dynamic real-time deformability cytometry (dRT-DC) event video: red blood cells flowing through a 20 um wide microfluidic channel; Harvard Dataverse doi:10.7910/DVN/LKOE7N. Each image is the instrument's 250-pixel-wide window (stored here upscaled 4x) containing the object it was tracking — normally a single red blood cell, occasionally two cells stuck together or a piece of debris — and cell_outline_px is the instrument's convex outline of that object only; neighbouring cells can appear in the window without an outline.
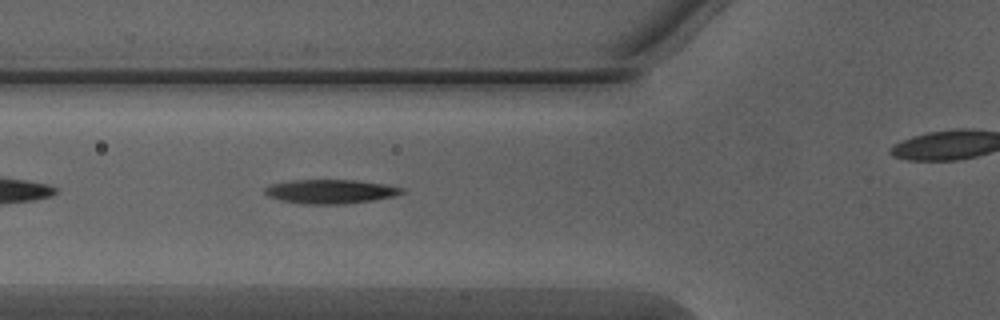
{"species": "Egyptian fruit bat (a non-hibernating species)", "species_latin": "Rousettus aegyptiacus", "temperature_condition": "warm", "stored_images_in_passage": 28, "camera_frame_rate_fps": 3000, "um_per_image_px": 0.085, "animal": {"sex": "male"}, "frame": {"image": 1, "passage_image": 5, "time_ms": 1.333, "image_size_px": [1000, 320], "cell_outline_px": [[404, 192], [396, 196], [372, 200], [344, 204], [304, 204], [280, 200], [268, 196], [264, 192], [264, 188], [268, 184], [292, 180], [356, 180], [384, 184], [404, 188]], "centroid_in_image_um": [28.07, 16.27], "position_along_channel_um": 97.7, "area_um2": 19.31}}
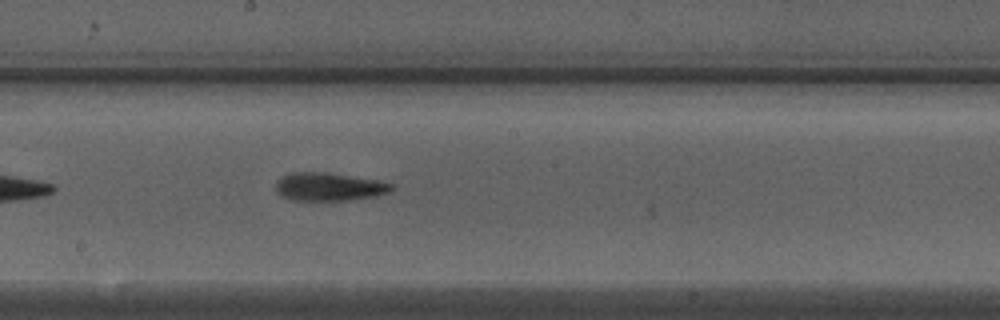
{"frame": {"image": 2, "passage_image": 14, "time_ms": 4.333, "image_size_px": [1000, 320], "cell_outline_px": [[396, 188], [388, 192], [376, 196], [348, 200], [292, 200], [276, 192], [276, 180], [288, 172], [328, 172], [376, 180], [396, 184]], "centroid_in_image_um": [27.98, 15.86], "position_along_channel_um": 220.2, "area_um2": 19.13}}
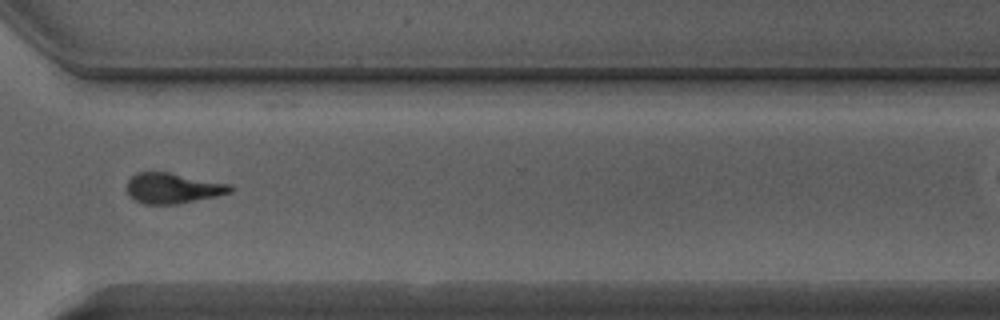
{"frame": {"image": 3, "passage_image": 24, "time_ms": 7.667, "image_size_px": [1000, 320], "cell_outline_px": [[236, 188], [232, 192], [216, 196], [176, 204], [144, 204], [128, 196], [124, 188], [128, 180], [136, 172], [168, 172], [232, 184]], "centroid_in_image_um": [14.68, 15.99], "position_along_channel_um": 355.9, "area_um2": 18.61}}